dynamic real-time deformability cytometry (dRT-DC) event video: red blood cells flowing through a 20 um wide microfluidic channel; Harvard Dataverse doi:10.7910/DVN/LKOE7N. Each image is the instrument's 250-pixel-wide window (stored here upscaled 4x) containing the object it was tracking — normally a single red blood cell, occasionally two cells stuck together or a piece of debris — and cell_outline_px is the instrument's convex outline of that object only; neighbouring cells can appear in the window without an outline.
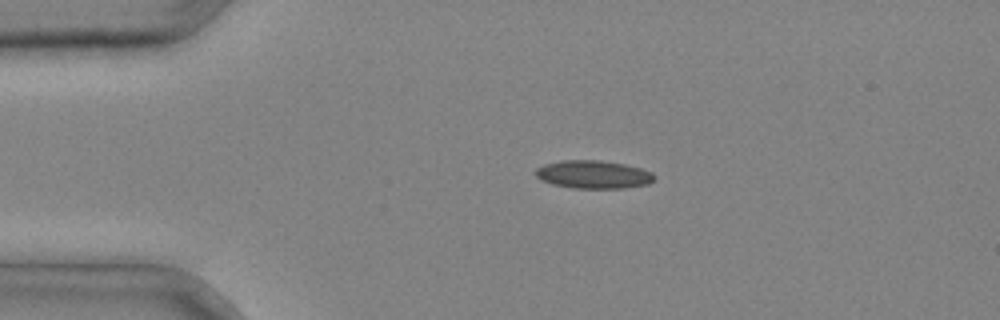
{"species": "common noctule bat (a hibernating species)", "species_latin": "Nyctalus noctula", "temperature_condition": "cold", "stored_images_in_passage": 30, "camera_frame_rate_fps": 3000, "um_per_image_px": 0.085, "animal": {"sex": "male", "body_mass_g": 20.4}, "frame": {"image": 1, "passage_image": 1, "time_ms": 0.0, "image_size_px": [1000, 320], "cell_outline_px": [[656, 176], [648, 184], [624, 188], [572, 188], [552, 184], [540, 180], [532, 172], [536, 168], [544, 164], [560, 160], [600, 160], [624, 164], [640, 168], [652, 172]], "centroid_in_image_um": [50.38, 14.83], "position_along_channel_um": 34.6, "area_um2": 19.59}}
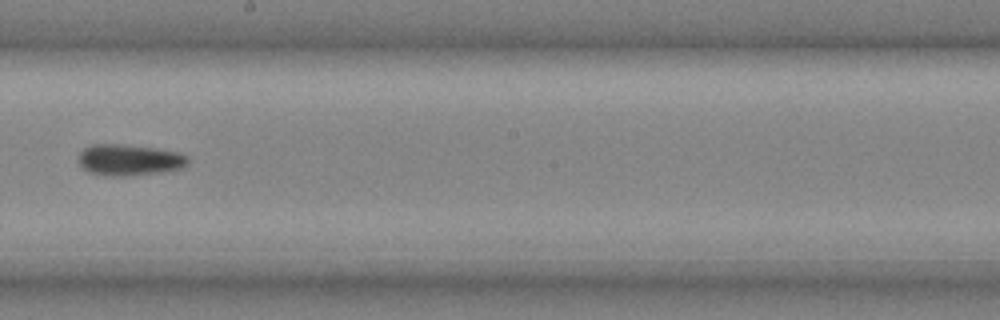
{"frame": {"image": 2, "passage_image": 15, "time_ms": 4.667, "image_size_px": [1000, 320], "cell_outline_px": [[188, 164], [180, 168], [156, 172], [116, 176], [104, 176], [88, 172], [80, 164], [80, 152], [84, 148], [92, 144], [120, 144], [156, 148], [176, 152], [188, 156]], "centroid_in_image_um": [10.96, 13.58], "position_along_channel_um": 237.2, "area_um2": 19.54}}
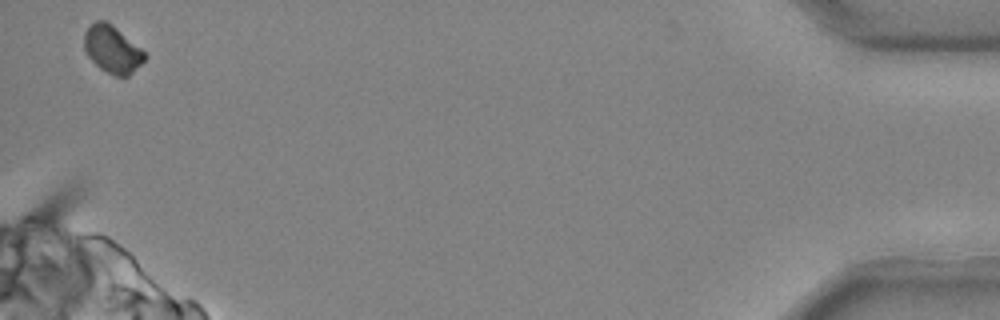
{"frame": {"image": 3, "passage_image": 30, "time_ms": 9.667, "image_size_px": [1000, 320], "cell_outline_px": [[148, 56], [128, 76], [116, 76], [100, 68], [88, 56], [84, 48], [84, 32], [96, 20], [104, 20], [116, 28], [140, 48]], "centroid_in_image_um": [9.53, 4.19], "position_along_channel_um": 425.7, "area_um2": 16.24}}